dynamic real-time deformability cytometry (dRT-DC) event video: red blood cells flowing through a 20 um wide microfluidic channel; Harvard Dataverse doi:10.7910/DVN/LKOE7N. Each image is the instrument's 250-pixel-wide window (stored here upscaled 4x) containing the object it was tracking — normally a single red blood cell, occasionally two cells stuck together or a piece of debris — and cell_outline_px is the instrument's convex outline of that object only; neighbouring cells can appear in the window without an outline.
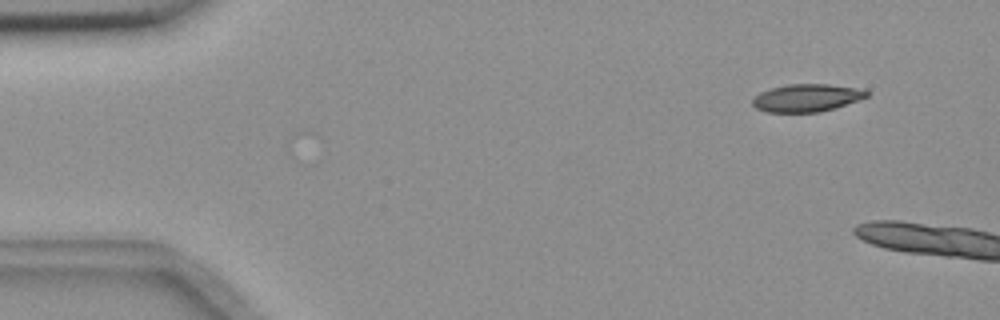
{"species": "common noctule bat (a hibernating species)", "species_latin": "Nyctalus noctula", "temperature_condition": "room temperature", "stored_images_in_passage": 10, "camera_frame_rate_fps": 3000, "um_per_image_px": 0.085, "animal": {"sex": "female", "body_mass_g": 18.4}, "frame": {"image": 1, "passage_image": 10, "time_ms": 3.0, "image_size_px": [1000, 320], "cell_outline_px": [[868, 96], [860, 100], [836, 108], [820, 112], [764, 112], [756, 108], [752, 104], [752, 100], [760, 92], [772, 88], [788, 84], [828, 84], [864, 88], [868, 92]], "centroid_in_image_um": [68.61, 8.32], "position_along_channel_um": 16.4, "area_um2": 18.61}}